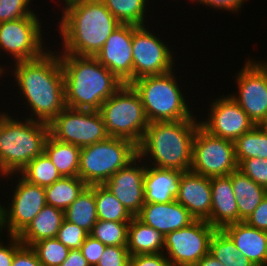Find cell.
Segmentation results:
<instances>
[{
	"instance_id": "ac0fdd59",
	"label": "cell",
	"mask_w": 267,
	"mask_h": 266,
	"mask_svg": "<svg viewBox=\"0 0 267 266\" xmlns=\"http://www.w3.org/2000/svg\"><path fill=\"white\" fill-rule=\"evenodd\" d=\"M133 25L121 24L94 56L124 84L133 82Z\"/></svg>"
},
{
	"instance_id": "e0dca14e",
	"label": "cell",
	"mask_w": 267,
	"mask_h": 266,
	"mask_svg": "<svg viewBox=\"0 0 267 266\" xmlns=\"http://www.w3.org/2000/svg\"><path fill=\"white\" fill-rule=\"evenodd\" d=\"M145 172L146 164L137 155L103 184L133 217L139 214L145 204Z\"/></svg>"
},
{
	"instance_id": "11a10c76",
	"label": "cell",
	"mask_w": 267,
	"mask_h": 266,
	"mask_svg": "<svg viewBox=\"0 0 267 266\" xmlns=\"http://www.w3.org/2000/svg\"><path fill=\"white\" fill-rule=\"evenodd\" d=\"M3 74H2V71L0 70V79H1V77L3 78L4 76H2Z\"/></svg>"
},
{
	"instance_id": "7a4b0ae2",
	"label": "cell",
	"mask_w": 267,
	"mask_h": 266,
	"mask_svg": "<svg viewBox=\"0 0 267 266\" xmlns=\"http://www.w3.org/2000/svg\"><path fill=\"white\" fill-rule=\"evenodd\" d=\"M62 6L59 54L95 56L121 25L101 0H73Z\"/></svg>"
},
{
	"instance_id": "9a60e30c",
	"label": "cell",
	"mask_w": 267,
	"mask_h": 266,
	"mask_svg": "<svg viewBox=\"0 0 267 266\" xmlns=\"http://www.w3.org/2000/svg\"><path fill=\"white\" fill-rule=\"evenodd\" d=\"M6 177L17 183L11 185L14 190L13 195H10L11 203H7V207L4 204L3 207L4 228L7 229V235L18 236L47 204L45 188L29 183L19 174H10L0 179L3 181Z\"/></svg>"
},
{
	"instance_id": "d590c367",
	"label": "cell",
	"mask_w": 267,
	"mask_h": 266,
	"mask_svg": "<svg viewBox=\"0 0 267 266\" xmlns=\"http://www.w3.org/2000/svg\"><path fill=\"white\" fill-rule=\"evenodd\" d=\"M209 253L220 263L221 260H231L241 255L234 241L223 229H217L211 237Z\"/></svg>"
},
{
	"instance_id": "5b68a950",
	"label": "cell",
	"mask_w": 267,
	"mask_h": 266,
	"mask_svg": "<svg viewBox=\"0 0 267 266\" xmlns=\"http://www.w3.org/2000/svg\"><path fill=\"white\" fill-rule=\"evenodd\" d=\"M19 119L7 112L0 123V177L19 174L31 160L43 154L50 135L49 124Z\"/></svg>"
},
{
	"instance_id": "836d02e7",
	"label": "cell",
	"mask_w": 267,
	"mask_h": 266,
	"mask_svg": "<svg viewBox=\"0 0 267 266\" xmlns=\"http://www.w3.org/2000/svg\"><path fill=\"white\" fill-rule=\"evenodd\" d=\"M129 222L97 220L90 236L105 246H127Z\"/></svg>"
},
{
	"instance_id": "8fae6325",
	"label": "cell",
	"mask_w": 267,
	"mask_h": 266,
	"mask_svg": "<svg viewBox=\"0 0 267 266\" xmlns=\"http://www.w3.org/2000/svg\"><path fill=\"white\" fill-rule=\"evenodd\" d=\"M50 135L80 148L106 140L105 124L98 111L65 107L50 123Z\"/></svg>"
},
{
	"instance_id": "52a82bcc",
	"label": "cell",
	"mask_w": 267,
	"mask_h": 266,
	"mask_svg": "<svg viewBox=\"0 0 267 266\" xmlns=\"http://www.w3.org/2000/svg\"><path fill=\"white\" fill-rule=\"evenodd\" d=\"M109 137L125 138L139 145L148 120L141 97L131 84H123L98 110Z\"/></svg>"
},
{
	"instance_id": "60d3db41",
	"label": "cell",
	"mask_w": 267,
	"mask_h": 266,
	"mask_svg": "<svg viewBox=\"0 0 267 266\" xmlns=\"http://www.w3.org/2000/svg\"><path fill=\"white\" fill-rule=\"evenodd\" d=\"M105 245L99 240L88 235L80 247V250L90 266H96L103 254Z\"/></svg>"
},
{
	"instance_id": "7c38bea8",
	"label": "cell",
	"mask_w": 267,
	"mask_h": 266,
	"mask_svg": "<svg viewBox=\"0 0 267 266\" xmlns=\"http://www.w3.org/2000/svg\"><path fill=\"white\" fill-rule=\"evenodd\" d=\"M239 70L235 74L238 90L228 95L256 126L262 125L267 119V61L258 62L248 56Z\"/></svg>"
},
{
	"instance_id": "6da1fadb",
	"label": "cell",
	"mask_w": 267,
	"mask_h": 266,
	"mask_svg": "<svg viewBox=\"0 0 267 266\" xmlns=\"http://www.w3.org/2000/svg\"><path fill=\"white\" fill-rule=\"evenodd\" d=\"M56 51L49 47L36 59L14 62L13 65L10 63L18 93L24 99L27 110L30 108L32 112L26 118L46 124L66 107L64 75L59 52Z\"/></svg>"
},
{
	"instance_id": "4316f807",
	"label": "cell",
	"mask_w": 267,
	"mask_h": 266,
	"mask_svg": "<svg viewBox=\"0 0 267 266\" xmlns=\"http://www.w3.org/2000/svg\"><path fill=\"white\" fill-rule=\"evenodd\" d=\"M81 148L48 136L44 153L57 168L62 177L78 176Z\"/></svg>"
},
{
	"instance_id": "7dc6e473",
	"label": "cell",
	"mask_w": 267,
	"mask_h": 266,
	"mask_svg": "<svg viewBox=\"0 0 267 266\" xmlns=\"http://www.w3.org/2000/svg\"><path fill=\"white\" fill-rule=\"evenodd\" d=\"M60 266H90L80 249L69 250L67 258Z\"/></svg>"
},
{
	"instance_id": "cb8c5ba5",
	"label": "cell",
	"mask_w": 267,
	"mask_h": 266,
	"mask_svg": "<svg viewBox=\"0 0 267 266\" xmlns=\"http://www.w3.org/2000/svg\"><path fill=\"white\" fill-rule=\"evenodd\" d=\"M64 219V210L46 204L18 238L30 247L38 241L55 238Z\"/></svg>"
},
{
	"instance_id": "8d00e7d4",
	"label": "cell",
	"mask_w": 267,
	"mask_h": 266,
	"mask_svg": "<svg viewBox=\"0 0 267 266\" xmlns=\"http://www.w3.org/2000/svg\"><path fill=\"white\" fill-rule=\"evenodd\" d=\"M31 2V0H0V23L27 16H39L34 13Z\"/></svg>"
},
{
	"instance_id": "ba28073f",
	"label": "cell",
	"mask_w": 267,
	"mask_h": 266,
	"mask_svg": "<svg viewBox=\"0 0 267 266\" xmlns=\"http://www.w3.org/2000/svg\"><path fill=\"white\" fill-rule=\"evenodd\" d=\"M137 155V145L132 141L108 137L81 148L78 177L88 186L103 185Z\"/></svg>"
},
{
	"instance_id": "8992f818",
	"label": "cell",
	"mask_w": 267,
	"mask_h": 266,
	"mask_svg": "<svg viewBox=\"0 0 267 266\" xmlns=\"http://www.w3.org/2000/svg\"><path fill=\"white\" fill-rule=\"evenodd\" d=\"M174 71L145 76L131 83L141 97L148 122L181 121L195 116Z\"/></svg>"
},
{
	"instance_id": "277c9868",
	"label": "cell",
	"mask_w": 267,
	"mask_h": 266,
	"mask_svg": "<svg viewBox=\"0 0 267 266\" xmlns=\"http://www.w3.org/2000/svg\"><path fill=\"white\" fill-rule=\"evenodd\" d=\"M197 117L195 114L192 119L181 121L149 122L137 146L138 156L149 166L190 171L194 136L200 126Z\"/></svg>"
},
{
	"instance_id": "db71d44e",
	"label": "cell",
	"mask_w": 267,
	"mask_h": 266,
	"mask_svg": "<svg viewBox=\"0 0 267 266\" xmlns=\"http://www.w3.org/2000/svg\"><path fill=\"white\" fill-rule=\"evenodd\" d=\"M70 1H73V0H63V4H66V3L70 2Z\"/></svg>"
},
{
	"instance_id": "f6af8a7d",
	"label": "cell",
	"mask_w": 267,
	"mask_h": 266,
	"mask_svg": "<svg viewBox=\"0 0 267 266\" xmlns=\"http://www.w3.org/2000/svg\"><path fill=\"white\" fill-rule=\"evenodd\" d=\"M245 222L259 230L267 231V195Z\"/></svg>"
},
{
	"instance_id": "4dcf8cb0",
	"label": "cell",
	"mask_w": 267,
	"mask_h": 266,
	"mask_svg": "<svg viewBox=\"0 0 267 266\" xmlns=\"http://www.w3.org/2000/svg\"><path fill=\"white\" fill-rule=\"evenodd\" d=\"M106 8L121 24L143 26L149 22L146 13L149 12V0H101ZM147 4L149 6H147ZM147 10V11H146ZM147 21V22H146Z\"/></svg>"
},
{
	"instance_id": "d6986e66",
	"label": "cell",
	"mask_w": 267,
	"mask_h": 266,
	"mask_svg": "<svg viewBox=\"0 0 267 266\" xmlns=\"http://www.w3.org/2000/svg\"><path fill=\"white\" fill-rule=\"evenodd\" d=\"M196 220H207L211 215L212 191L210 178L192 171L182 172L175 199Z\"/></svg>"
},
{
	"instance_id": "f546056e",
	"label": "cell",
	"mask_w": 267,
	"mask_h": 266,
	"mask_svg": "<svg viewBox=\"0 0 267 266\" xmlns=\"http://www.w3.org/2000/svg\"><path fill=\"white\" fill-rule=\"evenodd\" d=\"M238 165L249 158L267 159V130L255 125L234 141Z\"/></svg>"
},
{
	"instance_id": "9c48e42d",
	"label": "cell",
	"mask_w": 267,
	"mask_h": 266,
	"mask_svg": "<svg viewBox=\"0 0 267 266\" xmlns=\"http://www.w3.org/2000/svg\"><path fill=\"white\" fill-rule=\"evenodd\" d=\"M40 20L38 16H27L0 23V50L8 54L7 57L10 55L13 63L36 59L49 50L43 43L46 40L43 41L44 30ZM5 69L6 65H0L2 74L6 76Z\"/></svg>"
},
{
	"instance_id": "d4e9b609",
	"label": "cell",
	"mask_w": 267,
	"mask_h": 266,
	"mask_svg": "<svg viewBox=\"0 0 267 266\" xmlns=\"http://www.w3.org/2000/svg\"><path fill=\"white\" fill-rule=\"evenodd\" d=\"M231 184L238 206V222L245 221L267 195V190L240 170L231 173Z\"/></svg>"
},
{
	"instance_id": "74e56055",
	"label": "cell",
	"mask_w": 267,
	"mask_h": 266,
	"mask_svg": "<svg viewBox=\"0 0 267 266\" xmlns=\"http://www.w3.org/2000/svg\"><path fill=\"white\" fill-rule=\"evenodd\" d=\"M88 235L84 229L64 219L56 238L69 250H74L80 249Z\"/></svg>"
},
{
	"instance_id": "e575fe53",
	"label": "cell",
	"mask_w": 267,
	"mask_h": 266,
	"mask_svg": "<svg viewBox=\"0 0 267 266\" xmlns=\"http://www.w3.org/2000/svg\"><path fill=\"white\" fill-rule=\"evenodd\" d=\"M31 248L42 266H60L69 253V249L56 237L38 241Z\"/></svg>"
},
{
	"instance_id": "484cf974",
	"label": "cell",
	"mask_w": 267,
	"mask_h": 266,
	"mask_svg": "<svg viewBox=\"0 0 267 266\" xmlns=\"http://www.w3.org/2000/svg\"><path fill=\"white\" fill-rule=\"evenodd\" d=\"M127 249L131 256L162 253L164 236L137 217H133L128 227Z\"/></svg>"
},
{
	"instance_id": "f5cc1de1",
	"label": "cell",
	"mask_w": 267,
	"mask_h": 266,
	"mask_svg": "<svg viewBox=\"0 0 267 266\" xmlns=\"http://www.w3.org/2000/svg\"><path fill=\"white\" fill-rule=\"evenodd\" d=\"M6 113L5 112H0V123H1V121H2V117L5 115Z\"/></svg>"
},
{
	"instance_id": "30bf717a",
	"label": "cell",
	"mask_w": 267,
	"mask_h": 266,
	"mask_svg": "<svg viewBox=\"0 0 267 266\" xmlns=\"http://www.w3.org/2000/svg\"><path fill=\"white\" fill-rule=\"evenodd\" d=\"M236 170L234 141L213 136L199 126L194 136L190 171L212 178L228 176Z\"/></svg>"
},
{
	"instance_id": "f35d334b",
	"label": "cell",
	"mask_w": 267,
	"mask_h": 266,
	"mask_svg": "<svg viewBox=\"0 0 267 266\" xmlns=\"http://www.w3.org/2000/svg\"><path fill=\"white\" fill-rule=\"evenodd\" d=\"M238 170L252 179L259 186L264 187L267 190V159H244L238 165Z\"/></svg>"
},
{
	"instance_id": "44dd1931",
	"label": "cell",
	"mask_w": 267,
	"mask_h": 266,
	"mask_svg": "<svg viewBox=\"0 0 267 266\" xmlns=\"http://www.w3.org/2000/svg\"><path fill=\"white\" fill-rule=\"evenodd\" d=\"M212 203L211 215L206 220L212 227L223 229L238 222V206L231 184V173L228 176L210 178Z\"/></svg>"
},
{
	"instance_id": "7bdbcfd3",
	"label": "cell",
	"mask_w": 267,
	"mask_h": 266,
	"mask_svg": "<svg viewBox=\"0 0 267 266\" xmlns=\"http://www.w3.org/2000/svg\"><path fill=\"white\" fill-rule=\"evenodd\" d=\"M192 3L199 4L202 6L215 8L217 10H225L228 12H233L237 14L241 11V8L246 4L247 0H191Z\"/></svg>"
},
{
	"instance_id": "ffe728a7",
	"label": "cell",
	"mask_w": 267,
	"mask_h": 266,
	"mask_svg": "<svg viewBox=\"0 0 267 266\" xmlns=\"http://www.w3.org/2000/svg\"><path fill=\"white\" fill-rule=\"evenodd\" d=\"M163 236L189 226L196 219L176 200L170 203H145L136 216Z\"/></svg>"
},
{
	"instance_id": "603a6c76",
	"label": "cell",
	"mask_w": 267,
	"mask_h": 266,
	"mask_svg": "<svg viewBox=\"0 0 267 266\" xmlns=\"http://www.w3.org/2000/svg\"><path fill=\"white\" fill-rule=\"evenodd\" d=\"M182 172L146 165L145 203H170L178 195Z\"/></svg>"
},
{
	"instance_id": "3957f363",
	"label": "cell",
	"mask_w": 267,
	"mask_h": 266,
	"mask_svg": "<svg viewBox=\"0 0 267 266\" xmlns=\"http://www.w3.org/2000/svg\"><path fill=\"white\" fill-rule=\"evenodd\" d=\"M66 107L98 111L124 83L94 56L59 54Z\"/></svg>"
},
{
	"instance_id": "ab89813d",
	"label": "cell",
	"mask_w": 267,
	"mask_h": 266,
	"mask_svg": "<svg viewBox=\"0 0 267 266\" xmlns=\"http://www.w3.org/2000/svg\"><path fill=\"white\" fill-rule=\"evenodd\" d=\"M127 246H106L96 266H129Z\"/></svg>"
},
{
	"instance_id": "c3c4849f",
	"label": "cell",
	"mask_w": 267,
	"mask_h": 266,
	"mask_svg": "<svg viewBox=\"0 0 267 266\" xmlns=\"http://www.w3.org/2000/svg\"><path fill=\"white\" fill-rule=\"evenodd\" d=\"M221 264L224 266H254L248 258L242 255H237L231 260H221Z\"/></svg>"
},
{
	"instance_id": "83f0119b",
	"label": "cell",
	"mask_w": 267,
	"mask_h": 266,
	"mask_svg": "<svg viewBox=\"0 0 267 266\" xmlns=\"http://www.w3.org/2000/svg\"><path fill=\"white\" fill-rule=\"evenodd\" d=\"M65 220L84 229L88 234L98 220L94 185L87 186L78 198L64 211Z\"/></svg>"
},
{
	"instance_id": "681fc988",
	"label": "cell",
	"mask_w": 267,
	"mask_h": 266,
	"mask_svg": "<svg viewBox=\"0 0 267 266\" xmlns=\"http://www.w3.org/2000/svg\"><path fill=\"white\" fill-rule=\"evenodd\" d=\"M194 266H224L216 258H214L210 253L205 255L201 260H199Z\"/></svg>"
},
{
	"instance_id": "2e32d148",
	"label": "cell",
	"mask_w": 267,
	"mask_h": 266,
	"mask_svg": "<svg viewBox=\"0 0 267 266\" xmlns=\"http://www.w3.org/2000/svg\"><path fill=\"white\" fill-rule=\"evenodd\" d=\"M216 98L210 102L208 117L204 120L199 118L200 126L208 133L235 141L255 126L239 104L228 94Z\"/></svg>"
},
{
	"instance_id": "4fadbf2b",
	"label": "cell",
	"mask_w": 267,
	"mask_h": 266,
	"mask_svg": "<svg viewBox=\"0 0 267 266\" xmlns=\"http://www.w3.org/2000/svg\"><path fill=\"white\" fill-rule=\"evenodd\" d=\"M147 27L133 25V81L168 73L176 65L173 49Z\"/></svg>"
},
{
	"instance_id": "b9f144b4",
	"label": "cell",
	"mask_w": 267,
	"mask_h": 266,
	"mask_svg": "<svg viewBox=\"0 0 267 266\" xmlns=\"http://www.w3.org/2000/svg\"><path fill=\"white\" fill-rule=\"evenodd\" d=\"M6 237L9 242L7 244L3 242L4 239H0V266H12L15 252L23 245L18 236L7 235Z\"/></svg>"
},
{
	"instance_id": "bcb514c9",
	"label": "cell",
	"mask_w": 267,
	"mask_h": 266,
	"mask_svg": "<svg viewBox=\"0 0 267 266\" xmlns=\"http://www.w3.org/2000/svg\"><path fill=\"white\" fill-rule=\"evenodd\" d=\"M12 266H42L35 251L30 246L22 245L16 252Z\"/></svg>"
},
{
	"instance_id": "7402d4cb",
	"label": "cell",
	"mask_w": 267,
	"mask_h": 266,
	"mask_svg": "<svg viewBox=\"0 0 267 266\" xmlns=\"http://www.w3.org/2000/svg\"><path fill=\"white\" fill-rule=\"evenodd\" d=\"M223 230L234 241L238 252L254 266H267V231L252 227L245 221L229 224Z\"/></svg>"
},
{
	"instance_id": "816d5d0a",
	"label": "cell",
	"mask_w": 267,
	"mask_h": 266,
	"mask_svg": "<svg viewBox=\"0 0 267 266\" xmlns=\"http://www.w3.org/2000/svg\"><path fill=\"white\" fill-rule=\"evenodd\" d=\"M264 129L267 130V119L265 120V122L261 125Z\"/></svg>"
},
{
	"instance_id": "ee69618b",
	"label": "cell",
	"mask_w": 267,
	"mask_h": 266,
	"mask_svg": "<svg viewBox=\"0 0 267 266\" xmlns=\"http://www.w3.org/2000/svg\"><path fill=\"white\" fill-rule=\"evenodd\" d=\"M129 266H171L165 254H147L130 256Z\"/></svg>"
},
{
	"instance_id": "1f68e13d",
	"label": "cell",
	"mask_w": 267,
	"mask_h": 266,
	"mask_svg": "<svg viewBox=\"0 0 267 266\" xmlns=\"http://www.w3.org/2000/svg\"><path fill=\"white\" fill-rule=\"evenodd\" d=\"M98 220L130 222L133 216L121 202L104 186L94 185Z\"/></svg>"
},
{
	"instance_id": "f907efd6",
	"label": "cell",
	"mask_w": 267,
	"mask_h": 266,
	"mask_svg": "<svg viewBox=\"0 0 267 266\" xmlns=\"http://www.w3.org/2000/svg\"><path fill=\"white\" fill-rule=\"evenodd\" d=\"M1 201V199H0ZM3 207L4 205L2 203H0V239L2 238L1 236H3V233L5 230L4 228V213H3ZM2 234V235H1Z\"/></svg>"
},
{
	"instance_id": "d6a6232c",
	"label": "cell",
	"mask_w": 267,
	"mask_h": 266,
	"mask_svg": "<svg viewBox=\"0 0 267 266\" xmlns=\"http://www.w3.org/2000/svg\"><path fill=\"white\" fill-rule=\"evenodd\" d=\"M19 175L29 183L48 187L62 176L45 153L31 160Z\"/></svg>"
},
{
	"instance_id": "5bb4252c",
	"label": "cell",
	"mask_w": 267,
	"mask_h": 266,
	"mask_svg": "<svg viewBox=\"0 0 267 266\" xmlns=\"http://www.w3.org/2000/svg\"><path fill=\"white\" fill-rule=\"evenodd\" d=\"M216 230L206 220H195L187 227L166 234L163 253L170 265L194 266L209 253Z\"/></svg>"
},
{
	"instance_id": "f1b7e54d",
	"label": "cell",
	"mask_w": 267,
	"mask_h": 266,
	"mask_svg": "<svg viewBox=\"0 0 267 266\" xmlns=\"http://www.w3.org/2000/svg\"><path fill=\"white\" fill-rule=\"evenodd\" d=\"M88 185L75 177H61L52 185L45 187L47 205L66 210Z\"/></svg>"
}]
</instances>
